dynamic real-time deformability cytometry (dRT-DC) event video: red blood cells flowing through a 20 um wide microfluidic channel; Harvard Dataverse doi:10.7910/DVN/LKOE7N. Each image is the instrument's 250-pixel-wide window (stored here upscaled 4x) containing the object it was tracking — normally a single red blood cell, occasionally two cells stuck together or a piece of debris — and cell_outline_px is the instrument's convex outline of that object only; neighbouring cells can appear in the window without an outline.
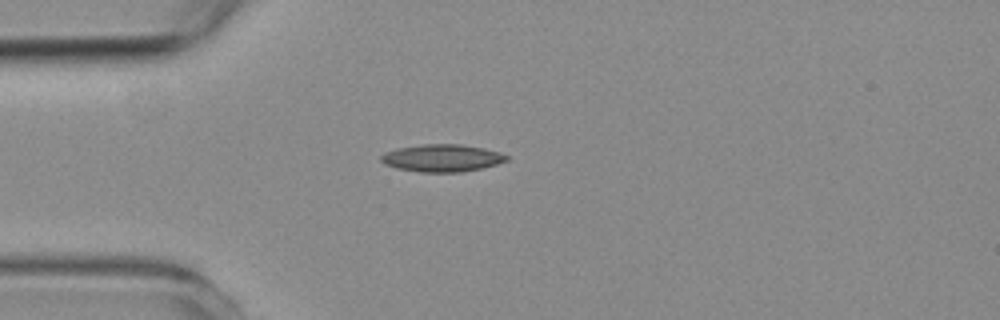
{"species": "common noctule bat (a hibernating species)", "species_latin": "Nyctalus noctula", "temperature_condition": "room temperature", "stored_images_in_passage": 4, "camera_frame_rate_fps": 3000, "um_per_image_px": 0.085, "animal": {"sex": "female", "body_mass_g": 19.3, "forearm_length_mm": 54.1}, "frame": {"image": 1, "passage_image": 1, "time_ms": 0.0, "image_size_px": [1000, 320], "cell_outline_px": [[508, 160], [496, 164], [480, 168], [460, 172], [420, 172], [396, 168], [384, 164], [380, 160], [380, 156], [384, 152], [396, 148], [424, 144], [460, 144], [484, 148], [500, 152], [508, 156]], "centroid_in_image_um": [37.54, 13.43], "position_along_channel_um": 47.5, "area_um2": 20.06}}